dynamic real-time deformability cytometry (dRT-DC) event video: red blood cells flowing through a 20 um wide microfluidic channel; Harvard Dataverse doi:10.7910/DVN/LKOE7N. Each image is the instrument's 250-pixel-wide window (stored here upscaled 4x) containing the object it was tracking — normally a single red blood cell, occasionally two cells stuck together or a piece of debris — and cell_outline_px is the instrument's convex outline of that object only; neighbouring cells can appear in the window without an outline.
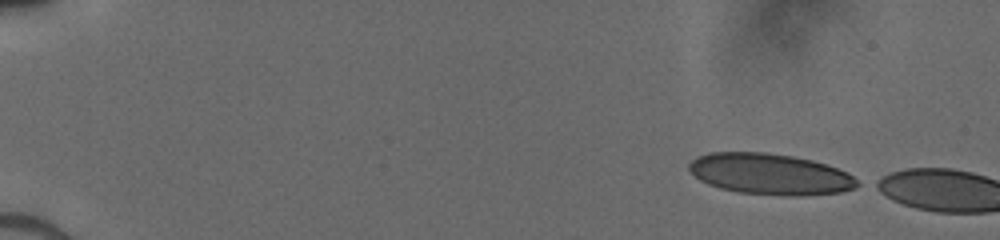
{"species": "human", "species_latin": "Homo sapiens", "temperature_condition": "cold", "stored_images_in_passage": 4, "camera_frame_rate_fps": 3000, "um_per_image_px": 0.085, "donor": {"sex": "male"}, "frame": {"image": 1, "passage_image": 1, "time_ms": 0.0, "image_size_px": [1000, 240], "cell_outline_px": [[860, 184], [852, 188], [840, 192], [796, 196], [792, 196], [736, 192], [720, 188], [708, 184], [700, 180], [688, 168], [688, 164], [696, 156], [708, 152], [764, 152], [792, 156], [812, 160], [848, 172]], "centroid_in_image_um": [65.41, 14.79], "position_along_channel_um": 19.6, "area_um2": 40.06}}